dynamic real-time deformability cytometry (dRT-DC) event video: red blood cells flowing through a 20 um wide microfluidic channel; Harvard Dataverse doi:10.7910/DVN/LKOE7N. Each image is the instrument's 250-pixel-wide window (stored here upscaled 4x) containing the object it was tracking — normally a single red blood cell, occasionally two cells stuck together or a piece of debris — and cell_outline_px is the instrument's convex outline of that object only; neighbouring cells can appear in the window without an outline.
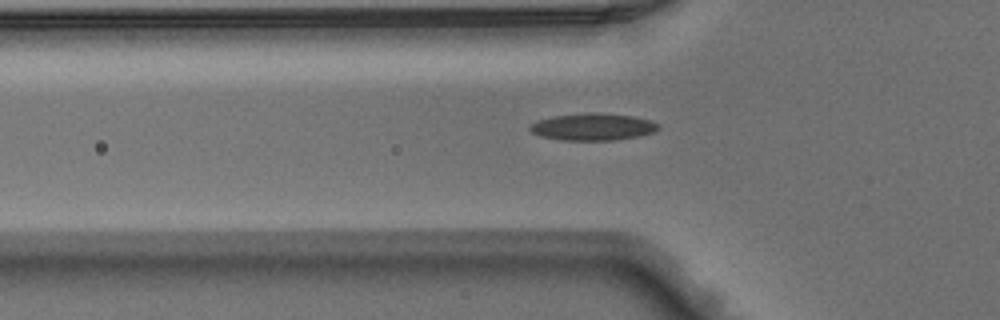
{"species": "Egyptian fruit bat (a non-hibernating species)", "species_latin": "Rousettus aegyptiacus", "temperature_condition": "warm", "stored_images_in_passage": 33, "camera_frame_rate_fps": 3000, "um_per_image_px": 0.085, "animal": {"sex": "male"}, "frame": {"image": 1, "passage_image": 5, "time_ms": 1.333, "image_size_px": [1000, 320], "cell_outline_px": [[660, 128], [656, 132], [640, 136], [616, 140], [560, 140], [540, 136], [532, 132], [528, 128], [536, 120], [552, 116], [588, 112], [596, 112], [632, 116], [652, 120], [660, 124]], "centroid_in_image_um": [50.43, 10.78], "position_along_channel_um": 75.4, "area_um2": 20.58}}
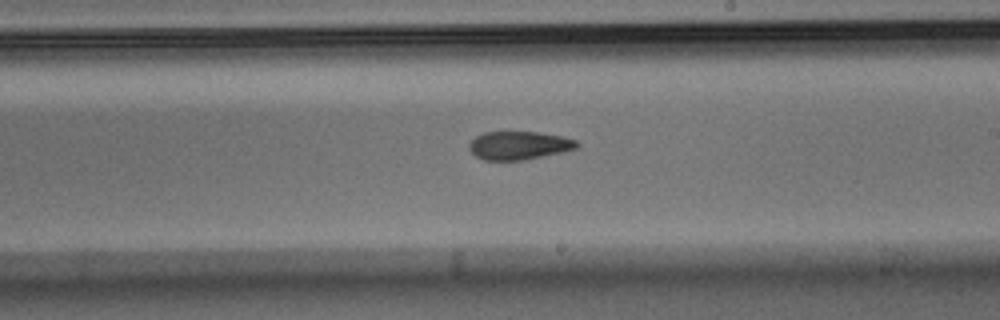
{"frame": {"image": 2, "passage_image": 17, "time_ms": 5.333, "image_size_px": [1000, 320], "cell_outline_px": [[580, 144], [576, 148], [564, 152], [524, 160], [484, 160], [476, 156], [468, 148], [468, 144], [476, 136], [484, 132], [536, 132], [564, 136], [576, 140]], "centroid_in_image_um": [44.13, 12.36], "position_along_channel_um": 244.9, "area_um2": 17.86}}
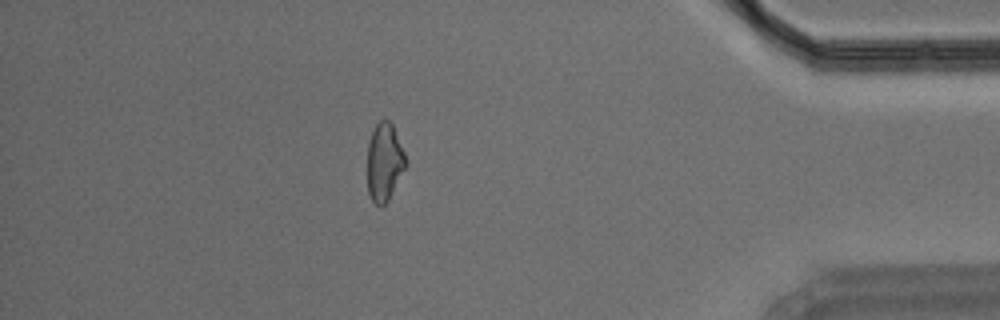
{"frame": {"image": 3, "passage_image": 31, "time_ms": 10.0, "image_size_px": [1000, 320], "cell_outline_px": [[408, 164], [388, 200], [384, 204], [376, 204], [372, 200], [368, 192], [368, 140], [376, 124], [384, 116], [392, 124], [404, 152]], "centroid_in_image_um": [32.68, 13.74], "position_along_channel_um": 402.5, "area_um2": 17.4}}